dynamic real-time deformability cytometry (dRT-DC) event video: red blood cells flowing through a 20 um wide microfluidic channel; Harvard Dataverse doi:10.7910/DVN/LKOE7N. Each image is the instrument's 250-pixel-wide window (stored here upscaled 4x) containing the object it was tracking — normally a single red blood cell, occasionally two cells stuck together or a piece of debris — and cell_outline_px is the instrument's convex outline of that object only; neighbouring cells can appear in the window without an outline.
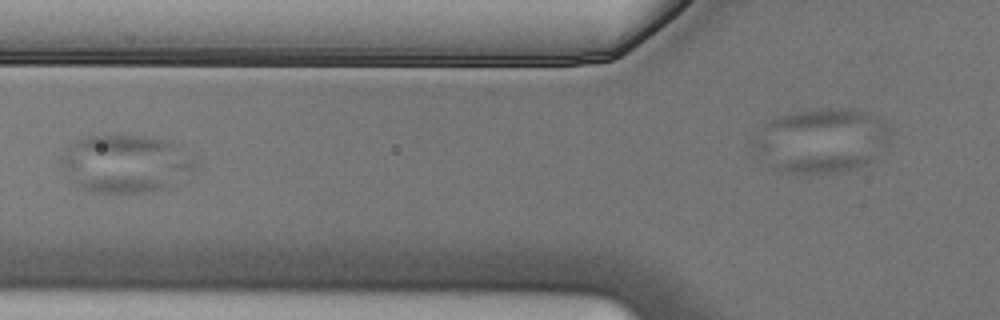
{"species": "Egyptian fruit bat (a non-hibernating species)", "species_latin": "Rousettus aegyptiacus", "temperature_condition": "cold", "stored_images_in_passage": 7, "camera_frame_rate_fps": 3000, "um_per_image_px": 0.085, "animal": {"sex": "male"}, "frame": {"image": 1, "passage_image": 7, "time_ms": 2.0, "image_size_px": [1000, 320], "cell_outline_px": [[868, 160], [864, 164], [844, 172], [808, 176], [776, 172], [756, 156], [748, 144], [752, 140], [760, 136], [864, 156]], "centroid_in_image_um": [68.26, 13.41], "position_along_channel_um": 57.5, "area_um2": 20.46}}